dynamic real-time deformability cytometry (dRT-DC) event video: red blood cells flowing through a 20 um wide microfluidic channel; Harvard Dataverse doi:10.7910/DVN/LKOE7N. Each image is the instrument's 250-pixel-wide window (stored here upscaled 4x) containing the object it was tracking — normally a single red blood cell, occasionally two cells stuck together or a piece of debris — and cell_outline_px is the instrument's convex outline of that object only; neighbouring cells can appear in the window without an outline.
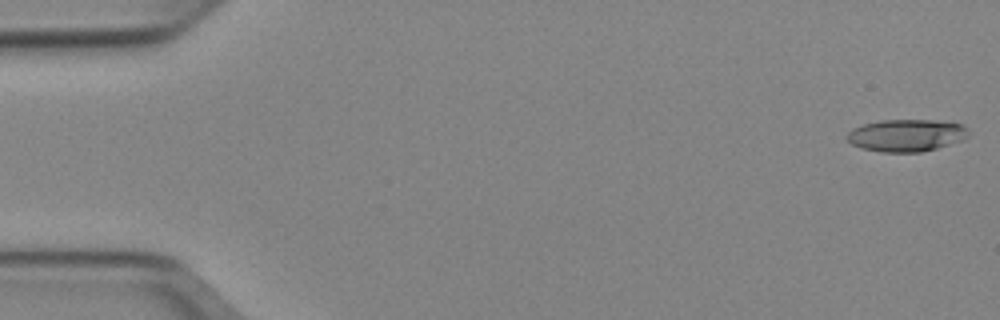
{"species": "Egyptian fruit bat (a non-hibernating species)", "species_latin": "Rousettus aegyptiacus", "temperature_condition": "cold", "stored_images_in_passage": 51, "camera_frame_rate_fps": 3000, "um_per_image_px": 0.085, "animal": {"sex": "female"}, "frame": {"image": 1, "passage_image": 1, "time_ms": 0.0, "image_size_px": [1000, 320], "cell_outline_px": [[968, 136], [960, 140], [936, 148], [920, 152], [880, 152], [860, 148], [852, 144], [844, 136], [852, 128], [864, 124], [880, 120], [932, 120], [960, 124], [968, 128]], "centroid_in_image_um": [76.98, 11.5], "position_along_channel_um": 8.0, "area_um2": 22.72}}
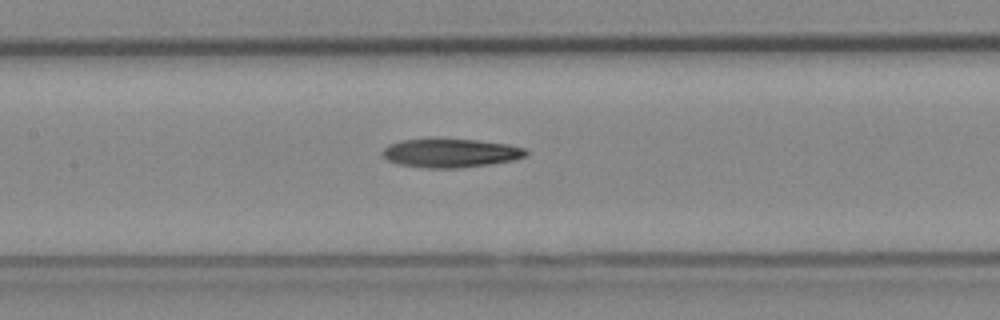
{"frame": {"image": 2, "passage_image": 24, "time_ms": 7.667, "image_size_px": [1000, 320], "cell_outline_px": [[528, 152], [524, 156], [512, 160], [492, 164], [460, 168], [428, 168], [396, 164], [388, 160], [384, 156], [384, 148], [388, 144], [400, 140], [476, 140], [508, 144], [524, 148]], "centroid_in_image_um": [38.3, 13.03], "position_along_channel_um": 169.1, "area_um2": 23.64}}
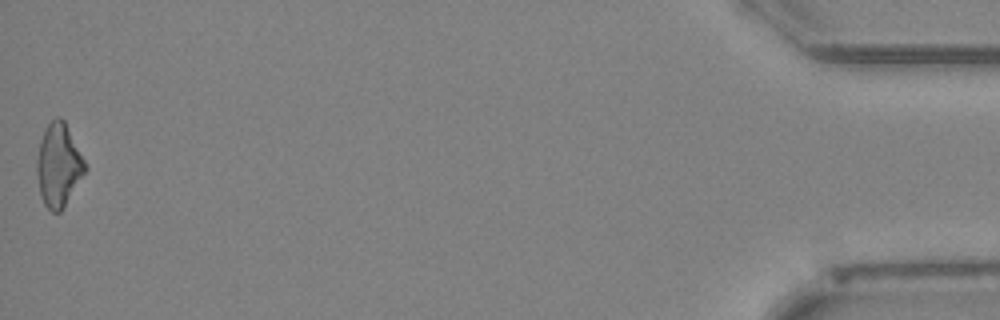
{"frame": {"image": 3, "passage_image": 51, "time_ms": 16.667, "image_size_px": [1000, 320], "cell_outline_px": [[88, 168], [64, 208], [60, 212], [52, 212], [44, 204], [40, 196], [36, 172], [36, 160], [40, 140], [48, 124], [56, 116], [60, 116], [64, 120]], "centroid_in_image_um": [4.97, 14.07], "position_along_channel_um": 430.2, "area_um2": 23.41}, "authors_computed_cell_mechanics": {"area_um2": 23.5824, "velocity_mm_per_s": 3.9637, "shape_relaxation_time_tau1_ms": 6.1216, "shape_relaxation_time_tau2_ms": null, "deformation_change_tau1": 0.1856, "deformation_change_tau2": null}}